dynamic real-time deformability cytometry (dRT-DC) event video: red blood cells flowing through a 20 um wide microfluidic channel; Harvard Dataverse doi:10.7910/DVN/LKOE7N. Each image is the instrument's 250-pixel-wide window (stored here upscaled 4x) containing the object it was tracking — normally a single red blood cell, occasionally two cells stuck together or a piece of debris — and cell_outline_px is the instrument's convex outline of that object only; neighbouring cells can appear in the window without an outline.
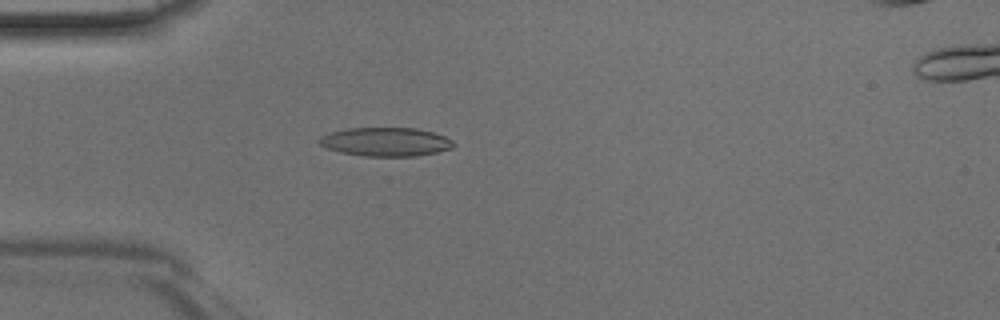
{"species": "Egyptian fruit bat (a non-hibernating species)", "species_latin": "Rousettus aegyptiacus", "temperature_condition": "room temperature", "stored_images_in_passage": 35, "camera_frame_rate_fps": 3000, "um_per_image_px": 0.085, "animal": {"sex": "male"}, "frame": {"image": 1, "passage_image": 2, "time_ms": 0.333, "image_size_px": [1000, 320], "cell_outline_px": [[456, 144], [452, 148], [436, 152], [416, 156], [364, 156], [340, 152], [328, 148], [320, 144], [316, 140], [320, 136], [332, 132], [348, 128], [416, 128], [432, 132], [444, 136], [452, 140]], "centroid_in_image_um": [32.78, 12.05], "position_along_channel_um": 52.2, "area_um2": 22.43}}
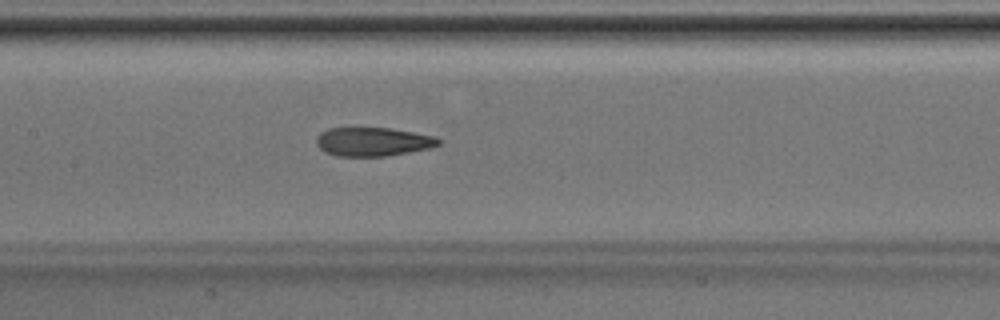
{"frame": {"image": 2, "passage_image": 11, "time_ms": 3.333, "image_size_px": [1000, 320], "cell_outline_px": [[440, 144], [432, 148], [388, 156], [336, 156], [324, 152], [316, 144], [316, 136], [320, 132], [328, 128], [392, 128], [436, 136], [440, 140]], "centroid_in_image_um": [31.71, 12.05], "position_along_channel_um": 175.7, "area_um2": 20.75}}
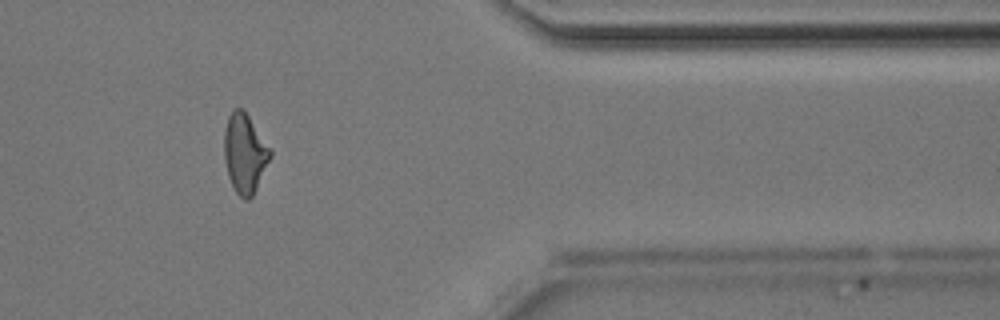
{"frame": {"image": 3, "passage_image": 27, "time_ms": 8.667, "image_size_px": [1000, 320], "cell_outline_px": [[272, 156], [252, 196], [248, 200], [244, 200], [236, 192], [228, 176], [224, 160], [224, 128], [228, 116], [236, 108], [244, 108], [272, 152]], "centroid_in_image_um": [20.79, 13.02], "position_along_channel_um": 390.6, "area_um2": 21.21}}